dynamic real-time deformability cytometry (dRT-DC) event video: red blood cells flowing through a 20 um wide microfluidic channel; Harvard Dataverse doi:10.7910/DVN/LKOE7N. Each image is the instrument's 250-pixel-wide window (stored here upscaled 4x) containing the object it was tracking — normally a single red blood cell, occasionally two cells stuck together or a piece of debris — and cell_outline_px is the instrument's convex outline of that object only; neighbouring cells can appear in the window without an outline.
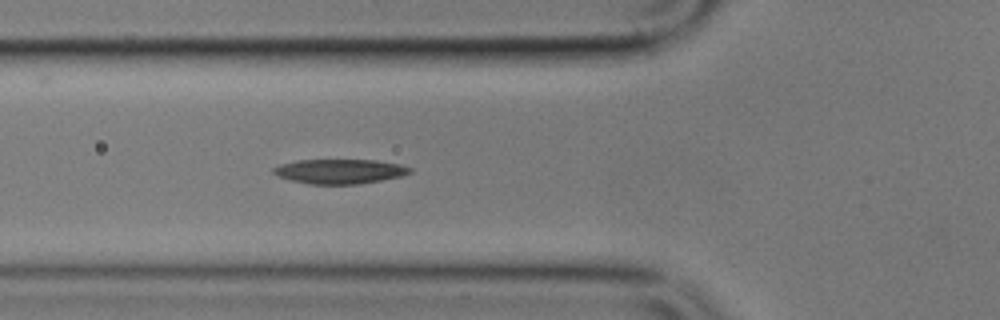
{"species": "common noctule bat (a hibernating species)", "species_latin": "Nyctalus noctula", "temperature_condition": "cold", "stored_images_in_passage": 3, "camera_frame_rate_fps": 3000, "um_per_image_px": 0.085, "animal": {"sex": "male", "body_mass_g": 17.9}, "frame": {"image": 1, "passage_image": 2, "time_ms": 1.0, "image_size_px": [1000, 320], "cell_outline_px": [[412, 172], [400, 176], [380, 180], [356, 184], [308, 184], [288, 180], [276, 176], [272, 172], [272, 168], [280, 164], [296, 160], [376, 160], [400, 164], [412, 168]], "centroid_in_image_um": [28.82, 14.56], "position_along_channel_um": 97.0, "area_um2": 19.65}}